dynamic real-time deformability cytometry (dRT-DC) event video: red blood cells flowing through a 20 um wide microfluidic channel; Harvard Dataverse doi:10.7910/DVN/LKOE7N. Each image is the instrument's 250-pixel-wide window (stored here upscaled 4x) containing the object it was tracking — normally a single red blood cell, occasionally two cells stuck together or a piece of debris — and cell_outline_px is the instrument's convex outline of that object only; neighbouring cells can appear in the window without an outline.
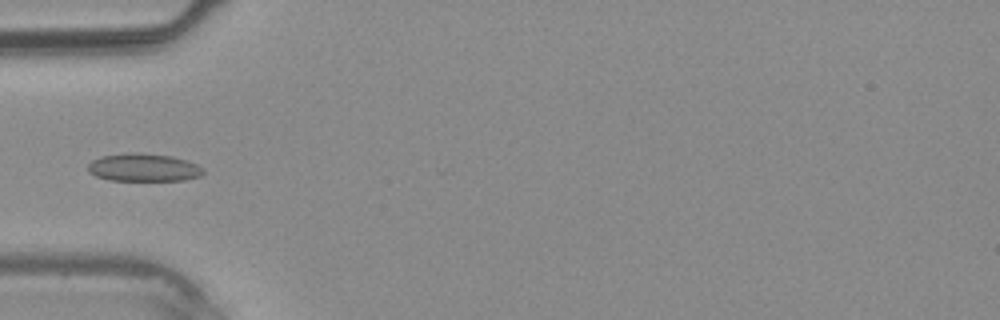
{"species": "common noctule bat (a hibernating species)", "species_latin": "Nyctalus noctula", "temperature_condition": "warm", "stored_images_in_passage": 5, "camera_frame_rate_fps": 3000, "um_per_image_px": 0.085, "animal": {"sex": "male", "body_mass_g": 20.4}, "frame": {"image": 1, "passage_image": 2, "time_ms": 0.333, "image_size_px": [1000, 320], "cell_outline_px": [[204, 172], [200, 176], [184, 180], [108, 180], [96, 176], [88, 172], [88, 164], [92, 160], [100, 156], [128, 152], [136, 152], [172, 156], [196, 164], [204, 168]], "centroid_in_image_um": [12.17, 14.23], "position_along_channel_um": 72.8, "area_um2": 18.79}}